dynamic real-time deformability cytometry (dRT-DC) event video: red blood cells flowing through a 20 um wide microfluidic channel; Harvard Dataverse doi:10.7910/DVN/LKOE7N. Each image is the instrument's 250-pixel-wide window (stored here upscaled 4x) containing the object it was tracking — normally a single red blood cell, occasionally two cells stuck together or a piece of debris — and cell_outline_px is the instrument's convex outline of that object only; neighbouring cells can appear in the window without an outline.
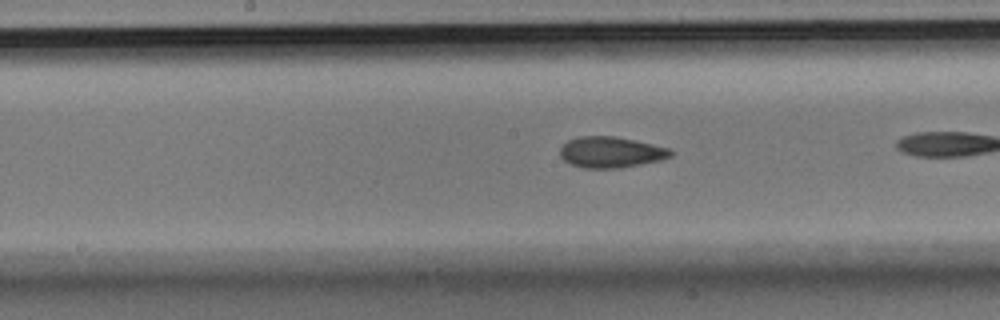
{"species": "Egyptian fruit bat (a non-hibernating species)", "species_latin": "Rousettus aegyptiacus", "temperature_condition": "room temperature", "stored_images_in_passage": 33, "camera_frame_rate_fps": 3000, "um_per_image_px": 0.085, "animal": {"sex": "male"}, "frame": {"image": 1, "passage_image": 19, "time_ms": 6.0, "image_size_px": [1000, 320], "cell_outline_px": [[672, 156], [660, 160], [620, 168], [584, 168], [572, 164], [564, 160], [560, 156], [560, 148], [568, 140], [580, 136], [616, 136], [652, 144], [668, 148], [672, 152]], "centroid_in_image_um": [51.91, 12.93], "position_along_channel_um": 196.3, "area_um2": 19.83}}